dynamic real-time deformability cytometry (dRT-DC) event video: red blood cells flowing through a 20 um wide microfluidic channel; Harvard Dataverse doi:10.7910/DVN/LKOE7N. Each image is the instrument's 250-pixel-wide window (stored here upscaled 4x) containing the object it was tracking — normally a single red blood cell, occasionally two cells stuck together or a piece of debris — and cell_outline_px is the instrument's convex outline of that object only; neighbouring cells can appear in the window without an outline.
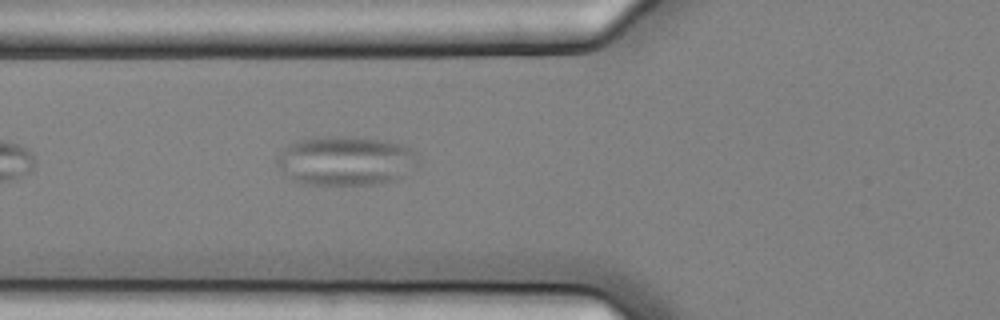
{"species": "common noctule bat (a hibernating species)", "species_latin": "Nyctalus noctula", "temperature_condition": "cold", "stored_images_in_passage": 4, "camera_frame_rate_fps": 3000, "um_per_image_px": 0.085, "animal": {"sex": "female", "body_mass_g": 25.1}, "frame": {"image": 1, "passage_image": 4, "time_ms": 1.0, "image_size_px": [1000, 320], "cell_outline_px": [[420, 160], [416, 164], [396, 180], [380, 184], [300, 184], [292, 180], [276, 164], [276, 156], [284, 148], [300, 140], [328, 136], [348, 136], [380, 140], [400, 144], [412, 148]], "centroid_in_image_um": [29.37, 13.67], "position_along_channel_um": 96.4, "area_um2": 40.34}}